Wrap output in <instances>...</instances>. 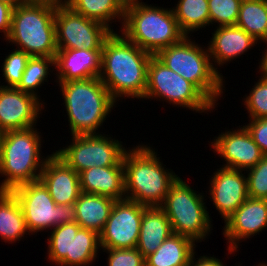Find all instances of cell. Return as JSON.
<instances>
[{
  "mask_svg": "<svg viewBox=\"0 0 267 266\" xmlns=\"http://www.w3.org/2000/svg\"><path fill=\"white\" fill-rule=\"evenodd\" d=\"M263 43L267 44V40L263 41ZM264 52L262 59H260L259 71L262 75H267V49Z\"/></svg>",
  "mask_w": 267,
  "mask_h": 266,
  "instance_id": "60d3db41",
  "label": "cell"
},
{
  "mask_svg": "<svg viewBox=\"0 0 267 266\" xmlns=\"http://www.w3.org/2000/svg\"><path fill=\"white\" fill-rule=\"evenodd\" d=\"M120 31L127 40L151 55L179 43L186 36L172 9L152 7L140 0L126 2Z\"/></svg>",
  "mask_w": 267,
  "mask_h": 266,
  "instance_id": "3957f363",
  "label": "cell"
},
{
  "mask_svg": "<svg viewBox=\"0 0 267 266\" xmlns=\"http://www.w3.org/2000/svg\"><path fill=\"white\" fill-rule=\"evenodd\" d=\"M260 77L243 100L250 119L267 117V75L261 74Z\"/></svg>",
  "mask_w": 267,
  "mask_h": 266,
  "instance_id": "836d02e7",
  "label": "cell"
},
{
  "mask_svg": "<svg viewBox=\"0 0 267 266\" xmlns=\"http://www.w3.org/2000/svg\"><path fill=\"white\" fill-rule=\"evenodd\" d=\"M24 214L11 191H0V237L4 242L20 241L27 233ZM10 241V242H9Z\"/></svg>",
  "mask_w": 267,
  "mask_h": 266,
  "instance_id": "484cf974",
  "label": "cell"
},
{
  "mask_svg": "<svg viewBox=\"0 0 267 266\" xmlns=\"http://www.w3.org/2000/svg\"><path fill=\"white\" fill-rule=\"evenodd\" d=\"M240 4V0H208L210 24L236 25Z\"/></svg>",
  "mask_w": 267,
  "mask_h": 266,
  "instance_id": "d6a6232c",
  "label": "cell"
},
{
  "mask_svg": "<svg viewBox=\"0 0 267 266\" xmlns=\"http://www.w3.org/2000/svg\"><path fill=\"white\" fill-rule=\"evenodd\" d=\"M81 192L125 199L123 159L115 166L92 167L79 173Z\"/></svg>",
  "mask_w": 267,
  "mask_h": 266,
  "instance_id": "44dd1931",
  "label": "cell"
},
{
  "mask_svg": "<svg viewBox=\"0 0 267 266\" xmlns=\"http://www.w3.org/2000/svg\"><path fill=\"white\" fill-rule=\"evenodd\" d=\"M41 141V135L34 127L0 134V174L5 177L0 183V191H12L40 179L50 156L41 157Z\"/></svg>",
  "mask_w": 267,
  "mask_h": 266,
  "instance_id": "277c9868",
  "label": "cell"
},
{
  "mask_svg": "<svg viewBox=\"0 0 267 266\" xmlns=\"http://www.w3.org/2000/svg\"><path fill=\"white\" fill-rule=\"evenodd\" d=\"M43 106L31 94L0 86V133L35 127Z\"/></svg>",
  "mask_w": 267,
  "mask_h": 266,
  "instance_id": "5bb4252c",
  "label": "cell"
},
{
  "mask_svg": "<svg viewBox=\"0 0 267 266\" xmlns=\"http://www.w3.org/2000/svg\"><path fill=\"white\" fill-rule=\"evenodd\" d=\"M195 242L172 233L159 248L145 258L146 266H189Z\"/></svg>",
  "mask_w": 267,
  "mask_h": 266,
  "instance_id": "d4e9b609",
  "label": "cell"
},
{
  "mask_svg": "<svg viewBox=\"0 0 267 266\" xmlns=\"http://www.w3.org/2000/svg\"><path fill=\"white\" fill-rule=\"evenodd\" d=\"M258 266H267V264H265V263H259Z\"/></svg>",
  "mask_w": 267,
  "mask_h": 266,
  "instance_id": "7bdbcfd3",
  "label": "cell"
},
{
  "mask_svg": "<svg viewBox=\"0 0 267 266\" xmlns=\"http://www.w3.org/2000/svg\"><path fill=\"white\" fill-rule=\"evenodd\" d=\"M24 3L47 4L57 7L65 3V0H24Z\"/></svg>",
  "mask_w": 267,
  "mask_h": 266,
  "instance_id": "ab89813d",
  "label": "cell"
},
{
  "mask_svg": "<svg viewBox=\"0 0 267 266\" xmlns=\"http://www.w3.org/2000/svg\"><path fill=\"white\" fill-rule=\"evenodd\" d=\"M108 255V266H146L145 257L137 248L107 249L102 248Z\"/></svg>",
  "mask_w": 267,
  "mask_h": 266,
  "instance_id": "d590c367",
  "label": "cell"
},
{
  "mask_svg": "<svg viewBox=\"0 0 267 266\" xmlns=\"http://www.w3.org/2000/svg\"><path fill=\"white\" fill-rule=\"evenodd\" d=\"M159 159L154 149L147 145L139 144L125 151V199L147 207L163 204L178 175L165 169Z\"/></svg>",
  "mask_w": 267,
  "mask_h": 266,
  "instance_id": "7a4b0ae2",
  "label": "cell"
},
{
  "mask_svg": "<svg viewBox=\"0 0 267 266\" xmlns=\"http://www.w3.org/2000/svg\"><path fill=\"white\" fill-rule=\"evenodd\" d=\"M48 241V259L58 265L66 255H70L71 223L58 225L50 232Z\"/></svg>",
  "mask_w": 267,
  "mask_h": 266,
  "instance_id": "4dcf8cb0",
  "label": "cell"
},
{
  "mask_svg": "<svg viewBox=\"0 0 267 266\" xmlns=\"http://www.w3.org/2000/svg\"><path fill=\"white\" fill-rule=\"evenodd\" d=\"M116 200L93 193L82 192L74 203L76 220L81 228L91 229L100 233L110 216Z\"/></svg>",
  "mask_w": 267,
  "mask_h": 266,
  "instance_id": "603a6c76",
  "label": "cell"
},
{
  "mask_svg": "<svg viewBox=\"0 0 267 266\" xmlns=\"http://www.w3.org/2000/svg\"><path fill=\"white\" fill-rule=\"evenodd\" d=\"M211 144L214 152L225 160L224 168L246 171L265 156L244 125L237 130L221 132Z\"/></svg>",
  "mask_w": 267,
  "mask_h": 266,
  "instance_id": "9a60e30c",
  "label": "cell"
},
{
  "mask_svg": "<svg viewBox=\"0 0 267 266\" xmlns=\"http://www.w3.org/2000/svg\"><path fill=\"white\" fill-rule=\"evenodd\" d=\"M58 49L102 50L104 40L112 33L103 24L75 12L66 3L55 8Z\"/></svg>",
  "mask_w": 267,
  "mask_h": 266,
  "instance_id": "7c38bea8",
  "label": "cell"
},
{
  "mask_svg": "<svg viewBox=\"0 0 267 266\" xmlns=\"http://www.w3.org/2000/svg\"><path fill=\"white\" fill-rule=\"evenodd\" d=\"M216 28L215 32L212 33L213 36L207 48L212 59V66L221 75L222 73L215 66L231 62V59L233 60L243 55L255 46L258 41L236 25L218 26Z\"/></svg>",
  "mask_w": 267,
  "mask_h": 266,
  "instance_id": "ffe728a7",
  "label": "cell"
},
{
  "mask_svg": "<svg viewBox=\"0 0 267 266\" xmlns=\"http://www.w3.org/2000/svg\"><path fill=\"white\" fill-rule=\"evenodd\" d=\"M242 172L220 167L210 179V199L224 221L249 197L247 177Z\"/></svg>",
  "mask_w": 267,
  "mask_h": 266,
  "instance_id": "e0dca14e",
  "label": "cell"
},
{
  "mask_svg": "<svg viewBox=\"0 0 267 266\" xmlns=\"http://www.w3.org/2000/svg\"><path fill=\"white\" fill-rule=\"evenodd\" d=\"M146 207L128 199L116 200L107 223L99 233L101 248H136Z\"/></svg>",
  "mask_w": 267,
  "mask_h": 266,
  "instance_id": "4fadbf2b",
  "label": "cell"
},
{
  "mask_svg": "<svg viewBox=\"0 0 267 266\" xmlns=\"http://www.w3.org/2000/svg\"><path fill=\"white\" fill-rule=\"evenodd\" d=\"M125 151L121 141L104 134H89L72 136L69 146L54 153L79 174L92 167L115 166Z\"/></svg>",
  "mask_w": 267,
  "mask_h": 266,
  "instance_id": "8fae6325",
  "label": "cell"
},
{
  "mask_svg": "<svg viewBox=\"0 0 267 266\" xmlns=\"http://www.w3.org/2000/svg\"><path fill=\"white\" fill-rule=\"evenodd\" d=\"M13 10L12 6L0 1V32L4 33L5 39L10 33Z\"/></svg>",
  "mask_w": 267,
  "mask_h": 266,
  "instance_id": "74e56055",
  "label": "cell"
},
{
  "mask_svg": "<svg viewBox=\"0 0 267 266\" xmlns=\"http://www.w3.org/2000/svg\"><path fill=\"white\" fill-rule=\"evenodd\" d=\"M55 8L47 4L25 3L14 8L10 33L5 39L31 57L55 58Z\"/></svg>",
  "mask_w": 267,
  "mask_h": 266,
  "instance_id": "8992f818",
  "label": "cell"
},
{
  "mask_svg": "<svg viewBox=\"0 0 267 266\" xmlns=\"http://www.w3.org/2000/svg\"><path fill=\"white\" fill-rule=\"evenodd\" d=\"M100 235L97 231L81 228L77 222L71 223L70 255L59 266H89L97 258L100 249Z\"/></svg>",
  "mask_w": 267,
  "mask_h": 266,
  "instance_id": "cb8c5ba5",
  "label": "cell"
},
{
  "mask_svg": "<svg viewBox=\"0 0 267 266\" xmlns=\"http://www.w3.org/2000/svg\"><path fill=\"white\" fill-rule=\"evenodd\" d=\"M246 171L248 196L267 200V155Z\"/></svg>",
  "mask_w": 267,
  "mask_h": 266,
  "instance_id": "e575fe53",
  "label": "cell"
},
{
  "mask_svg": "<svg viewBox=\"0 0 267 266\" xmlns=\"http://www.w3.org/2000/svg\"><path fill=\"white\" fill-rule=\"evenodd\" d=\"M223 235L228 240V253L237 252L240 240L257 235L267 227V200L248 197L225 221Z\"/></svg>",
  "mask_w": 267,
  "mask_h": 266,
  "instance_id": "2e32d148",
  "label": "cell"
},
{
  "mask_svg": "<svg viewBox=\"0 0 267 266\" xmlns=\"http://www.w3.org/2000/svg\"><path fill=\"white\" fill-rule=\"evenodd\" d=\"M64 98L71 135L99 134L116 101L99 77L58 82Z\"/></svg>",
  "mask_w": 267,
  "mask_h": 266,
  "instance_id": "5b68a950",
  "label": "cell"
},
{
  "mask_svg": "<svg viewBox=\"0 0 267 266\" xmlns=\"http://www.w3.org/2000/svg\"><path fill=\"white\" fill-rule=\"evenodd\" d=\"M204 198L178 176L160 206L170 221L173 233L194 242H202L209 235L212 221Z\"/></svg>",
  "mask_w": 267,
  "mask_h": 266,
  "instance_id": "ba28073f",
  "label": "cell"
},
{
  "mask_svg": "<svg viewBox=\"0 0 267 266\" xmlns=\"http://www.w3.org/2000/svg\"><path fill=\"white\" fill-rule=\"evenodd\" d=\"M11 192L21 205L28 233L32 235L76 220L75 205L56 204L40 179L20 185Z\"/></svg>",
  "mask_w": 267,
  "mask_h": 266,
  "instance_id": "30bf717a",
  "label": "cell"
},
{
  "mask_svg": "<svg viewBox=\"0 0 267 266\" xmlns=\"http://www.w3.org/2000/svg\"><path fill=\"white\" fill-rule=\"evenodd\" d=\"M144 98H162L169 104L199 113L215 109V105L193 83L169 69L155 55L148 63Z\"/></svg>",
  "mask_w": 267,
  "mask_h": 266,
  "instance_id": "9c48e42d",
  "label": "cell"
},
{
  "mask_svg": "<svg viewBox=\"0 0 267 266\" xmlns=\"http://www.w3.org/2000/svg\"><path fill=\"white\" fill-rule=\"evenodd\" d=\"M172 8L180 30L188 36L210 25L208 0H179Z\"/></svg>",
  "mask_w": 267,
  "mask_h": 266,
  "instance_id": "83f0119b",
  "label": "cell"
},
{
  "mask_svg": "<svg viewBox=\"0 0 267 266\" xmlns=\"http://www.w3.org/2000/svg\"><path fill=\"white\" fill-rule=\"evenodd\" d=\"M195 253L192 255L189 266H225L224 263L216 258V257H210V256H200V258H197L198 260L195 261ZM195 262H194V261Z\"/></svg>",
  "mask_w": 267,
  "mask_h": 266,
  "instance_id": "f35d334b",
  "label": "cell"
},
{
  "mask_svg": "<svg viewBox=\"0 0 267 266\" xmlns=\"http://www.w3.org/2000/svg\"><path fill=\"white\" fill-rule=\"evenodd\" d=\"M4 59L2 65V73L7 85H0L1 87H17L22 80L23 72L26 64L30 59V55L22 50L13 49Z\"/></svg>",
  "mask_w": 267,
  "mask_h": 266,
  "instance_id": "1f68e13d",
  "label": "cell"
},
{
  "mask_svg": "<svg viewBox=\"0 0 267 266\" xmlns=\"http://www.w3.org/2000/svg\"><path fill=\"white\" fill-rule=\"evenodd\" d=\"M170 221L160 206L143 210L141 227L136 248L146 258L172 234Z\"/></svg>",
  "mask_w": 267,
  "mask_h": 266,
  "instance_id": "7402d4cb",
  "label": "cell"
},
{
  "mask_svg": "<svg viewBox=\"0 0 267 266\" xmlns=\"http://www.w3.org/2000/svg\"><path fill=\"white\" fill-rule=\"evenodd\" d=\"M0 1L12 6L13 8H16L19 5L25 4L24 0H0Z\"/></svg>",
  "mask_w": 267,
  "mask_h": 266,
  "instance_id": "b9f144b4",
  "label": "cell"
},
{
  "mask_svg": "<svg viewBox=\"0 0 267 266\" xmlns=\"http://www.w3.org/2000/svg\"><path fill=\"white\" fill-rule=\"evenodd\" d=\"M236 26L255 40H267V0L241 2Z\"/></svg>",
  "mask_w": 267,
  "mask_h": 266,
  "instance_id": "f1b7e54d",
  "label": "cell"
},
{
  "mask_svg": "<svg viewBox=\"0 0 267 266\" xmlns=\"http://www.w3.org/2000/svg\"><path fill=\"white\" fill-rule=\"evenodd\" d=\"M126 0H65V3L75 12L84 17L97 21L107 27L111 32L113 20H124ZM121 20V21H120Z\"/></svg>",
  "mask_w": 267,
  "mask_h": 266,
  "instance_id": "4316f807",
  "label": "cell"
},
{
  "mask_svg": "<svg viewBox=\"0 0 267 266\" xmlns=\"http://www.w3.org/2000/svg\"><path fill=\"white\" fill-rule=\"evenodd\" d=\"M185 36L155 56L169 69L193 83L214 105L223 93V76L212 66L208 48L204 49Z\"/></svg>",
  "mask_w": 267,
  "mask_h": 266,
  "instance_id": "52a82bcc",
  "label": "cell"
},
{
  "mask_svg": "<svg viewBox=\"0 0 267 266\" xmlns=\"http://www.w3.org/2000/svg\"><path fill=\"white\" fill-rule=\"evenodd\" d=\"M40 180L56 204H74L82 193L79 174L54 152L45 161Z\"/></svg>",
  "mask_w": 267,
  "mask_h": 266,
  "instance_id": "ac0fdd59",
  "label": "cell"
},
{
  "mask_svg": "<svg viewBox=\"0 0 267 266\" xmlns=\"http://www.w3.org/2000/svg\"><path fill=\"white\" fill-rule=\"evenodd\" d=\"M101 59L102 50L58 49L55 57L56 82L99 77Z\"/></svg>",
  "mask_w": 267,
  "mask_h": 266,
  "instance_id": "d6986e66",
  "label": "cell"
},
{
  "mask_svg": "<svg viewBox=\"0 0 267 266\" xmlns=\"http://www.w3.org/2000/svg\"><path fill=\"white\" fill-rule=\"evenodd\" d=\"M250 133L254 142L259 146L262 153L267 155V117L250 119L244 126Z\"/></svg>",
  "mask_w": 267,
  "mask_h": 266,
  "instance_id": "8d00e7d4",
  "label": "cell"
},
{
  "mask_svg": "<svg viewBox=\"0 0 267 266\" xmlns=\"http://www.w3.org/2000/svg\"><path fill=\"white\" fill-rule=\"evenodd\" d=\"M152 55L112 32L103 42L99 79L115 101L119 97L144 98L147 67Z\"/></svg>",
  "mask_w": 267,
  "mask_h": 266,
  "instance_id": "6da1fadb",
  "label": "cell"
},
{
  "mask_svg": "<svg viewBox=\"0 0 267 266\" xmlns=\"http://www.w3.org/2000/svg\"><path fill=\"white\" fill-rule=\"evenodd\" d=\"M50 66L55 67V58L30 57L23 72L22 80L16 88L40 100L36 90L38 91L39 86H42L45 81L48 82L47 77L51 72L49 71Z\"/></svg>",
  "mask_w": 267,
  "mask_h": 266,
  "instance_id": "f546056e",
  "label": "cell"
}]
</instances>
